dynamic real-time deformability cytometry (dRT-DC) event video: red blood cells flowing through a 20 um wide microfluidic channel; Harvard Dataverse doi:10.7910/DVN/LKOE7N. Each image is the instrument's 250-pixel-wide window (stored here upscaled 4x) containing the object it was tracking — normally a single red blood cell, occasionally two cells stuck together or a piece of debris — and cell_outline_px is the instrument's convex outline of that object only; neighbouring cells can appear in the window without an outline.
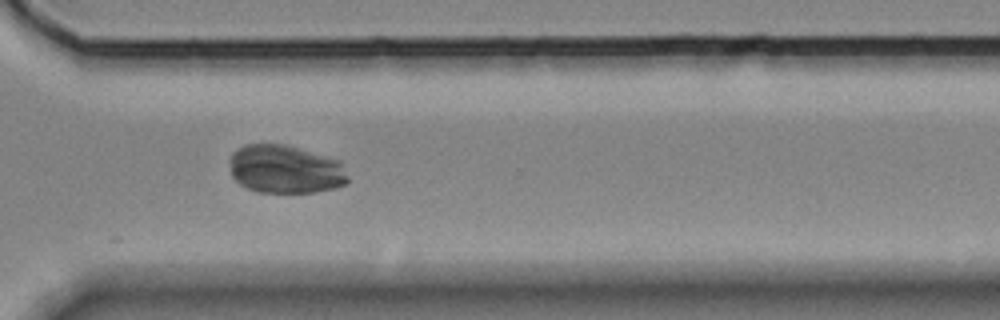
{"species": "Egyptian fruit bat (a non-hibernating species)", "species_latin": "Rousettus aegyptiacus", "temperature_condition": "room temperature", "stored_images_in_passage": 13, "camera_frame_rate_fps": 3000, "um_per_image_px": 0.085, "animal": {"sex": "female"}, "frame": {"image": 1, "passage_image": 10, "time_ms": 11.0, "image_size_px": [1000, 320], "cell_outline_px": [[348, 184], [336, 188], [312, 192], [256, 192], [240, 184], [232, 176], [232, 152], [236, 148], [244, 144], [284, 144], [340, 160], [348, 176]], "centroid_in_image_um": [24.28, 14.39], "position_along_channel_um": 346.3, "area_um2": 33.29}}
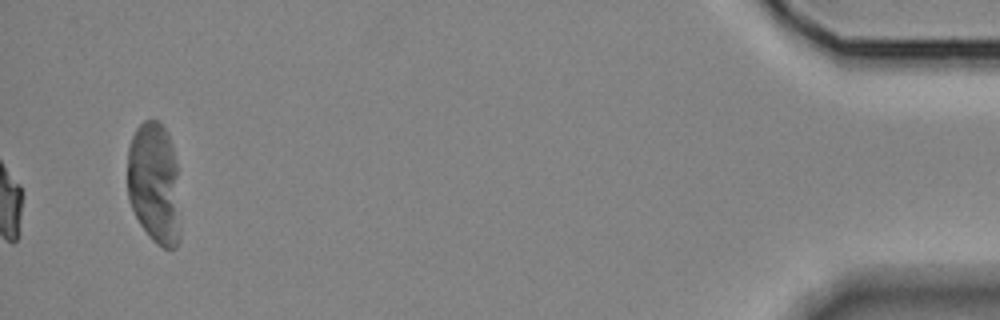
{"frame": {"image": 2, "passage_image": 13, "time_ms": 15.333, "image_size_px": [1000, 320], "cell_outline_px": [[180, 240], [176, 248], [164, 248], [156, 244], [148, 236], [140, 224], [128, 200], [128, 148], [132, 136], [136, 128], [144, 120], [160, 120], [168, 132], [176, 164], [180, 228]], "centroid_in_image_um": [13.12, 15.59], "position_along_channel_um": 422.1, "area_um2": 37.86}, "authors_computed_cell_mechanics": {"area_um2": 23.409, "velocity_mm_per_s": 3.5849, "shape_relaxation_time_tau1_ms": null, "shape_relaxation_time_tau2_ms": 1.8392, "deformation_change_tau1": null, "deformation_change_tau2": 0.0775}}